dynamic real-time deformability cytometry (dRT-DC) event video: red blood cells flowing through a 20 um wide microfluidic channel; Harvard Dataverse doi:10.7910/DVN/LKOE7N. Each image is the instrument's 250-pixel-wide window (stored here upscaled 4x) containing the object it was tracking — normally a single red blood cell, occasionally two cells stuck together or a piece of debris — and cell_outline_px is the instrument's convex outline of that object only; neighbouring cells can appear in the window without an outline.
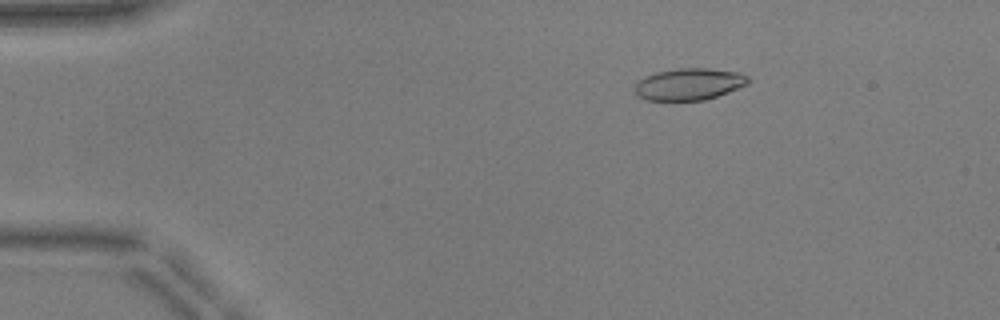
{"species": "common noctule bat (a hibernating species)", "species_latin": "Nyctalus noctula", "temperature_condition": "warm", "stored_images_in_passage": 49, "camera_frame_rate_fps": 3000, "um_per_image_px": 0.085, "animal": {"sex": "male", "body_mass_g": 17.9, "forearm_length_mm": 54.2}, "frame": {"image": 1, "passage_image": 6, "time_ms": 1.667, "image_size_px": [1000, 320], "cell_outline_px": [[748, 84], [728, 92], [704, 100], [648, 100], [636, 96], [636, 84], [640, 80], [656, 72], [680, 68], [708, 68], [740, 72], [748, 76]], "centroid_in_image_um": [58.6, 7.15], "position_along_channel_um": 26.4, "area_um2": 20.81}}
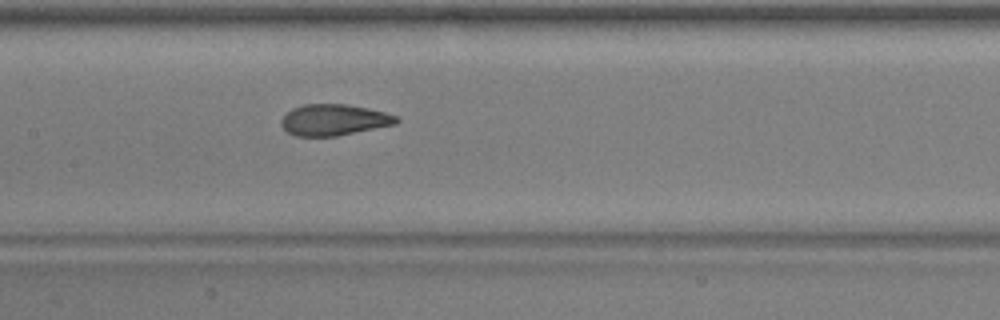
{"frame": {"image": 2, "passage_image": 23, "time_ms": 7.333, "image_size_px": [1000, 320], "cell_outline_px": [[400, 120], [396, 124], [336, 136], [296, 136], [288, 132], [280, 124], [280, 120], [292, 108], [304, 104], [344, 104], [368, 108], [384, 112], [396, 116]], "centroid_in_image_um": [28.37, 10.19], "position_along_channel_um": 179.0, "area_um2": 20.81}}
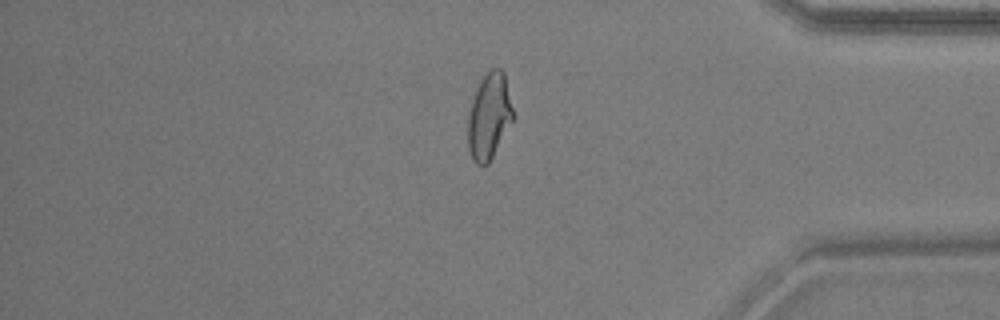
{"frame": {"image": 3, "passage_image": 41, "time_ms": 13.333, "image_size_px": [1000, 320], "cell_outline_px": [[516, 116], [488, 164], [484, 168], [476, 164], [472, 160], [468, 148], [468, 116], [472, 100], [476, 88], [480, 80], [492, 68], [500, 68], [504, 72]], "centroid_in_image_um": [41.6, 9.91], "position_along_channel_um": 393.6, "area_um2": 23.06}, "authors_computed_cell_mechanics": {"area_um2": 21.7906, "velocity_mm_per_s": 3.9425, "shape_relaxation_time_tau1_ms": 6.945, "shape_relaxation_time_tau2_ms": 0.8898, "deformation_change_tau1": 0.2342, "deformation_change_tau2": 0.0713}}